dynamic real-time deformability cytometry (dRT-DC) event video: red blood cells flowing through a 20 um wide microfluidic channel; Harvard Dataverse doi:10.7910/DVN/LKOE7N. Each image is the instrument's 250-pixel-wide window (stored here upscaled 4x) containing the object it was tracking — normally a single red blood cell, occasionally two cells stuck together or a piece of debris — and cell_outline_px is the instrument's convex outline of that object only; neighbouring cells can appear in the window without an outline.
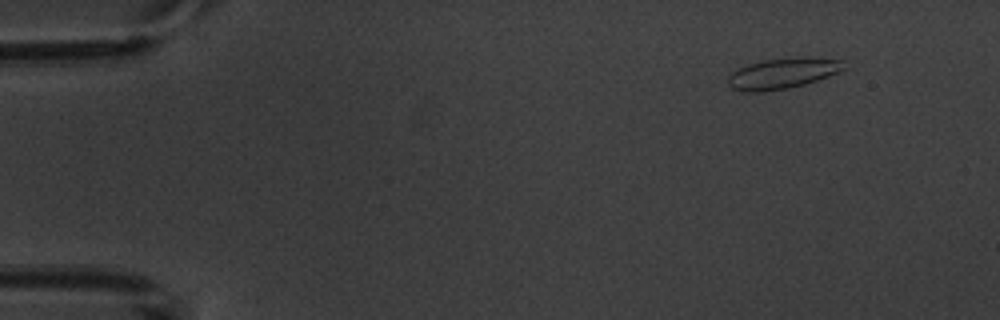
{"species": "common noctule bat (a hibernating species)", "species_latin": "Nyctalus noctula", "temperature_condition": "warm", "stored_images_in_passage": 3, "camera_frame_rate_fps": 3000, "um_per_image_px": 0.085, "animal": {"sex": "male", "body_mass_g": 20.1, "forearm_length_mm": 53.5}, "frame": {"image": 1, "passage_image": 2, "time_ms": 1.333, "image_size_px": [1000, 320], "cell_outline_px": [[848, 68], [828, 76], [804, 84], [788, 88], [764, 92], [744, 92], [732, 88], [728, 84], [728, 76], [732, 72], [748, 64], [764, 60], [844, 60]], "centroid_in_image_um": [66.46, 6.3], "position_along_channel_um": 18.5, "area_um2": 19.71}}